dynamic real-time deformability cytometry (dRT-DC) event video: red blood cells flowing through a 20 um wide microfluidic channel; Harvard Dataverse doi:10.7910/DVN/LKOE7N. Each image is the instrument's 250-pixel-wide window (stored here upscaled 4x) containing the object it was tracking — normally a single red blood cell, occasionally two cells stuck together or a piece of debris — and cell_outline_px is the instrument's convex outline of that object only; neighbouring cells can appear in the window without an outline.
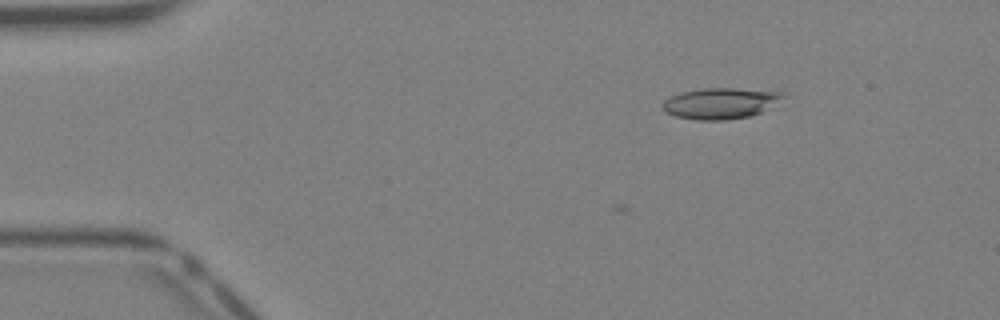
{"species": "Egyptian fruit bat (a non-hibernating species)", "species_latin": "Rousettus aegyptiacus", "temperature_condition": "warm", "stored_images_in_passage": 3, "camera_frame_rate_fps": 3000, "um_per_image_px": 0.085, "animal": {"sex": "female"}, "frame": {"image": 1, "passage_image": 1, "time_ms": 0.0, "image_size_px": [1000, 320], "cell_outline_px": [[788, 96], [760, 112], [748, 116], [724, 120], [696, 120], [676, 116], [664, 112], [660, 108], [664, 100], [672, 96], [684, 92], [704, 88], [732, 88], [780, 92]], "centroid_in_image_um": [61.2, 8.78], "position_along_channel_um": 23.8, "area_um2": 21.5}}